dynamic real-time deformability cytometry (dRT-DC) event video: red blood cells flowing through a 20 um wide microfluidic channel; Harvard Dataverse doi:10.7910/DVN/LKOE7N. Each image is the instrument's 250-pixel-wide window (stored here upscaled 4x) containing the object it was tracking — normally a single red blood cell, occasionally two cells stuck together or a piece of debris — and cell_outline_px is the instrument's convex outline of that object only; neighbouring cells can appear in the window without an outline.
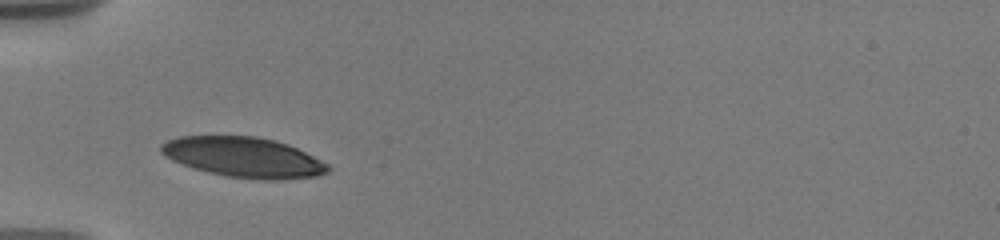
{"species": "human", "species_latin": "Homo sapiens", "temperature_condition": "warm", "stored_images_in_passage": 11, "camera_frame_rate_fps": 3000, "um_per_image_px": 0.085, "donor": {"sex": "male"}, "frame": {"image": 1, "passage_image": 3, "time_ms": 1.667, "image_size_px": [1000, 240], "cell_outline_px": [[332, 168], [328, 172], [316, 176], [280, 180], [264, 180], [228, 176], [208, 172], [172, 160], [164, 156], [160, 152], [160, 144], [168, 140], [180, 136], [256, 136], [288, 144], [328, 164]], "centroid_in_image_um": [20.71, 13.37], "position_along_channel_um": 64.3, "area_um2": 38.78}}
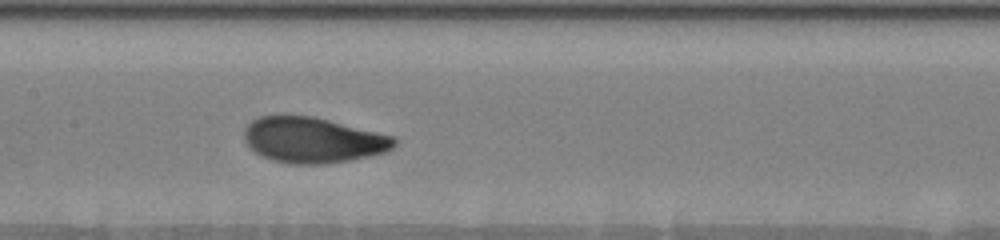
{"frame": {"image": 2, "passage_image": 8, "time_ms": 5.0, "image_size_px": [1000, 240], "cell_outline_px": [[396, 144], [392, 148], [384, 152], [348, 160], [320, 164], [292, 164], [272, 160], [256, 152], [244, 140], [244, 128], [252, 120], [260, 116], [312, 116], [396, 136]], "centroid_in_image_um": [26.6, 11.9], "position_along_channel_um": 180.8, "area_um2": 39.48}}
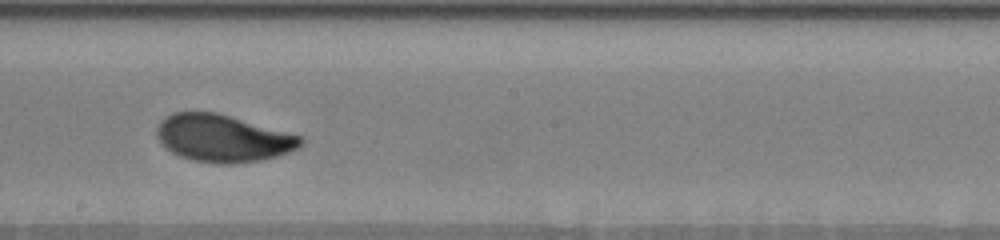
{"frame": {"image": 3, "passage_image": 10, "time_ms": 6.333, "image_size_px": [1000, 240], "cell_outline_px": [[304, 140], [296, 148], [288, 152], [276, 156], [260, 160], [228, 164], [216, 164], [192, 160], [180, 156], [172, 152], [156, 136], [156, 128], [160, 120], [172, 112], [216, 112], [300, 136]], "centroid_in_image_um": [18.89, 11.75], "position_along_channel_um": 229.3, "area_um2": 39.13}}